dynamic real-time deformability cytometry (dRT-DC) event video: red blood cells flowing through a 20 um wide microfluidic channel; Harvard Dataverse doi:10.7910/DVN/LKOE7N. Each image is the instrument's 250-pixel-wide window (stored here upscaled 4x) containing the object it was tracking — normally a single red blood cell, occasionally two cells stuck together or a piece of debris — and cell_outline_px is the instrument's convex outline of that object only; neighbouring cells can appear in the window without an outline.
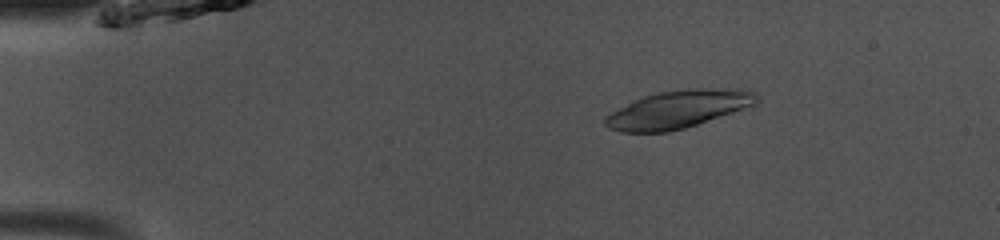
{"species": "common noctule bat (a hibernating species)", "species_latin": "Nyctalus noctula", "temperature_condition": "room temperature", "stored_images_in_passage": 49, "camera_frame_rate_fps": 3000, "um_per_image_px": 0.085, "animal": {"sex": "male", "body_mass_g": 13.0, "forearm_length_mm": 53.1}, "frame": {"image": 1, "passage_image": 9, "time_ms": 2.667, "image_size_px": [1000, 240], "cell_outline_px": [[760, 100], [756, 104], [684, 128], [668, 132], [620, 132], [608, 128], [604, 124], [604, 120], [612, 112], [644, 96], [660, 92], [688, 88], [708, 88], [756, 92], [760, 96]], "centroid_in_image_um": [57.64, 9.3], "position_along_channel_um": 27.4, "area_um2": 32.54}}